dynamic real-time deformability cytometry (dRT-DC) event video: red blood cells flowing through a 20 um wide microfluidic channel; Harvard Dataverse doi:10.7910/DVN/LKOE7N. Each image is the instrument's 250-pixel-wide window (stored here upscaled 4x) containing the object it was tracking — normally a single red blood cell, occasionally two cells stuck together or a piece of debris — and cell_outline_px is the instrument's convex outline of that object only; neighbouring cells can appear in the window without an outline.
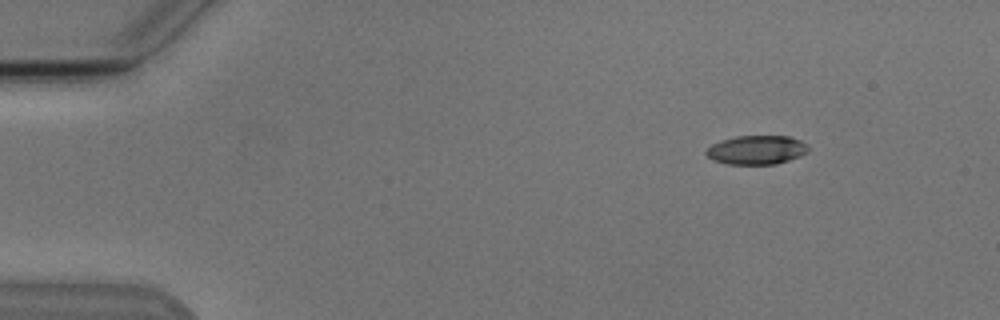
{"species": "Egyptian fruit bat (a non-hibernating species)", "species_latin": "Rousettus aegyptiacus", "temperature_condition": "cold", "stored_images_in_passage": 4, "camera_frame_rate_fps": 3000, "um_per_image_px": 0.085, "animal": {"sex": "male"}, "frame": {"image": 1, "passage_image": 2, "time_ms": 1.0, "image_size_px": [1000, 320], "cell_outline_px": [[808, 152], [800, 156], [776, 164], [728, 164], [712, 160], [704, 152], [712, 144], [720, 140], [736, 136], [788, 136], [800, 140], [808, 144]], "centroid_in_image_um": [64.31, 12.74], "position_along_channel_um": 20.7, "area_um2": 17.28}}
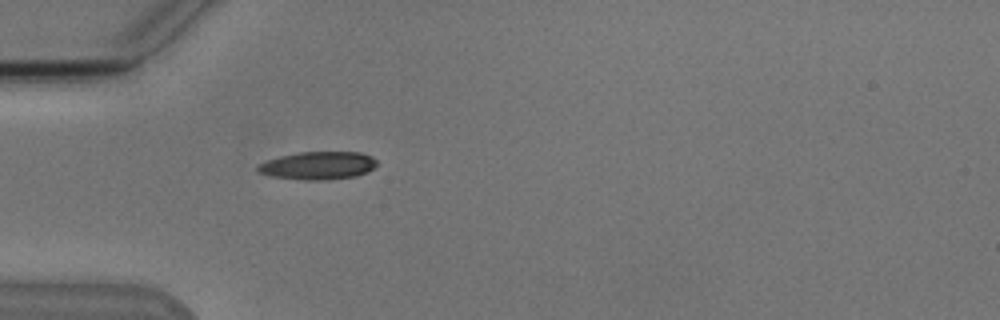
{"frame": {"image": 2, "passage_image": 4, "time_ms": 4.333, "image_size_px": [1000, 320], "cell_outline_px": [[376, 164], [368, 172], [356, 176], [320, 180], [304, 180], [272, 176], [260, 172], [256, 168], [260, 164], [268, 160], [280, 156], [300, 152], [360, 152], [372, 156], [376, 160]], "centroid_in_image_um": [27.06, 14.06], "position_along_channel_um": 57.9, "area_um2": 19.13}}